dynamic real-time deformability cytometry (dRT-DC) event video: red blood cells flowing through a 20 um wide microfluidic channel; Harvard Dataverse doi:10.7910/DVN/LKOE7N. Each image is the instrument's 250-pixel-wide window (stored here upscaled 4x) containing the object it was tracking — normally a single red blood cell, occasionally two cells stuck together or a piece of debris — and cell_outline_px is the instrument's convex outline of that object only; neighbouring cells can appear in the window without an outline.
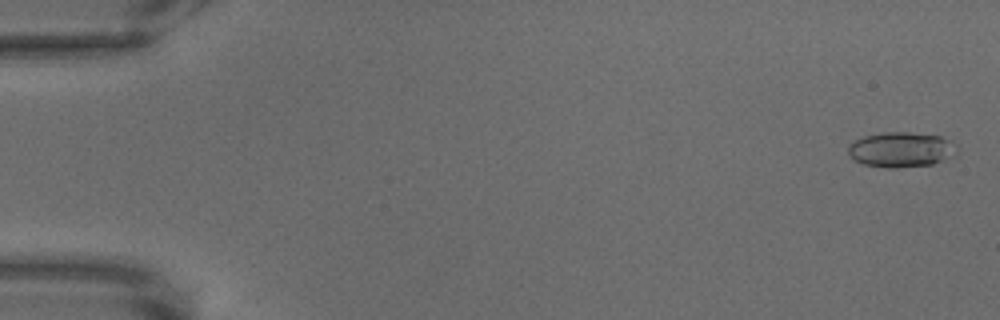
{"species": "common noctule bat (a hibernating species)", "species_latin": "Nyctalus noctula", "temperature_condition": "warm", "stored_images_in_passage": 69, "camera_frame_rate_fps": 3000, "um_per_image_px": 0.085, "animal": {"sex": "male", "body_mass_g": 18.8}, "frame": {"image": 1, "passage_image": 2, "time_ms": 0.333, "image_size_px": [1000, 320], "cell_outline_px": [[956, 156], [932, 164], [896, 168], [888, 168], [864, 164], [856, 160], [848, 152], [848, 144], [864, 136], [884, 132], [908, 132], [940, 136], [952, 140], [956, 152]], "centroid_in_image_um": [76.61, 12.71], "position_along_channel_um": 8.4, "area_um2": 22.2}}
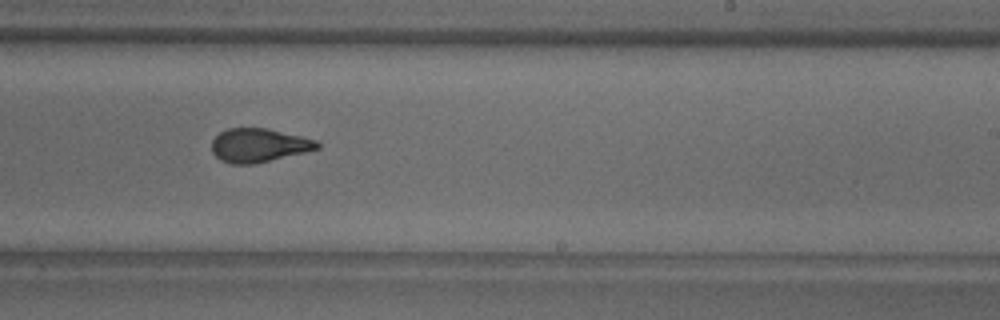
{"frame": {"image": 2, "passage_image": 43, "time_ms": 14.0, "image_size_px": [1000, 320], "cell_outline_px": [[320, 148], [304, 152], [252, 164], [232, 164], [220, 160], [212, 152], [212, 140], [220, 132], [228, 128], [268, 128], [316, 140], [320, 144]], "centroid_in_image_um": [21.97, 12.34], "position_along_channel_um": 267.0, "area_um2": 20.52}}
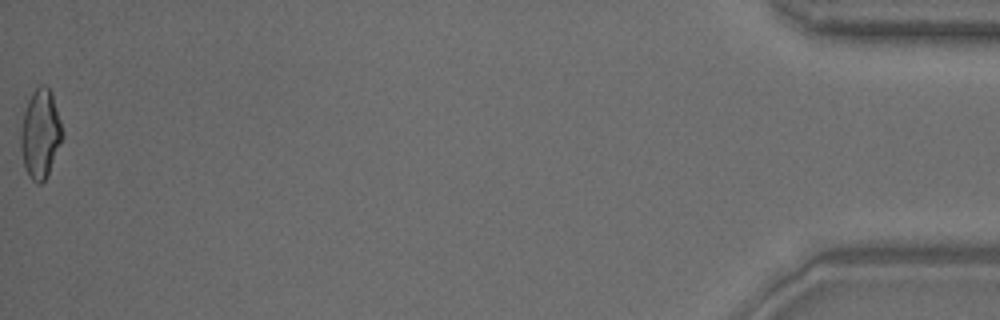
{"frame": {"image": 3, "passage_image": 69, "time_ms": 22.667, "image_size_px": [1000, 320], "cell_outline_px": [[64, 136], [48, 172], [44, 180], [40, 184], [36, 184], [28, 176], [24, 168], [20, 148], [20, 128], [24, 112], [28, 100], [32, 92], [40, 84], [44, 84], [52, 92], [64, 132]], "centroid_in_image_um": [3.42, 11.37], "position_along_channel_um": 431.8, "area_um2": 21.79}}